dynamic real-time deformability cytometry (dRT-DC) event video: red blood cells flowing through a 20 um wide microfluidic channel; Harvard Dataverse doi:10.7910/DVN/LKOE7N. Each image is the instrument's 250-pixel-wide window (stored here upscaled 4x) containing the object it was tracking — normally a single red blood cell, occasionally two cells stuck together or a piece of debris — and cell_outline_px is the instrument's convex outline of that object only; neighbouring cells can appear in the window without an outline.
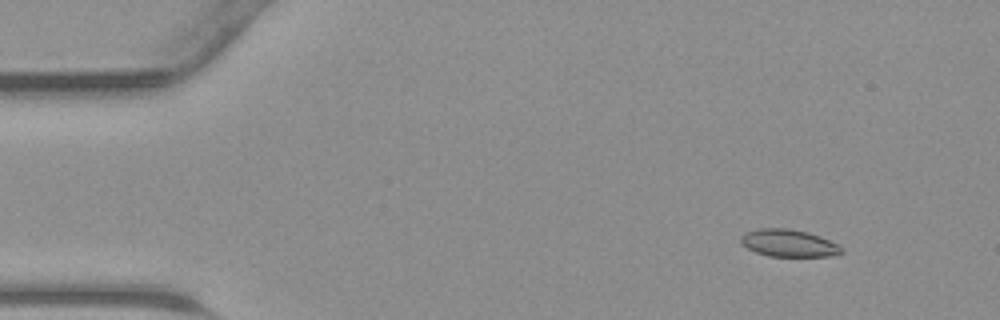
{"species": "common noctule bat (a hibernating species)", "species_latin": "Nyctalus noctula", "temperature_condition": "warm", "stored_images_in_passage": 42, "camera_frame_rate_fps": 3000, "um_per_image_px": 0.085, "animal": {"sex": "male", "body_mass_g": 23.1, "forearm_length_mm": 52.7}, "frame": {"image": 1, "passage_image": 2, "time_ms": 0.333, "image_size_px": [1000, 320], "cell_outline_px": [[844, 252], [832, 256], [768, 256], [756, 252], [740, 244], [740, 236], [744, 232], [756, 228], [788, 228], [808, 232], [820, 236], [840, 244], [844, 248]], "centroid_in_image_um": [67.05, 20.65], "position_along_channel_um": 18.0, "area_um2": 16.36}}
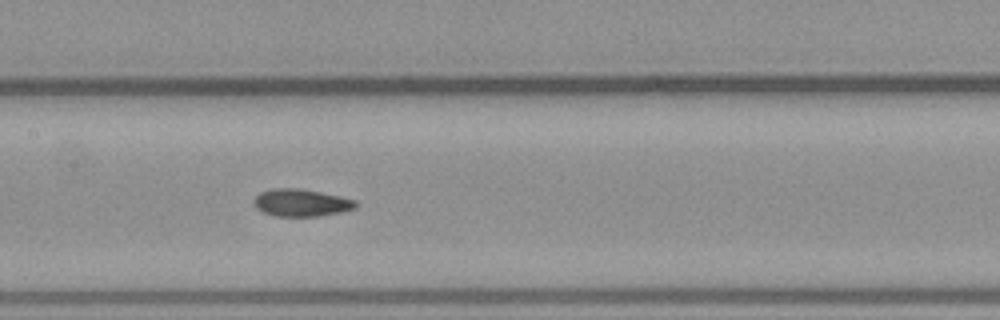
{"frame": {"image": 2, "passage_image": 19, "time_ms": 6.0, "image_size_px": [1000, 320], "cell_outline_px": [[360, 204], [356, 208], [340, 212], [320, 216], [276, 216], [264, 212], [256, 208], [252, 200], [260, 192], [272, 188], [300, 188], [340, 196], [356, 200]], "centroid_in_image_um": [25.62, 17.22], "position_along_channel_um": 181.8, "area_um2": 16.36}}
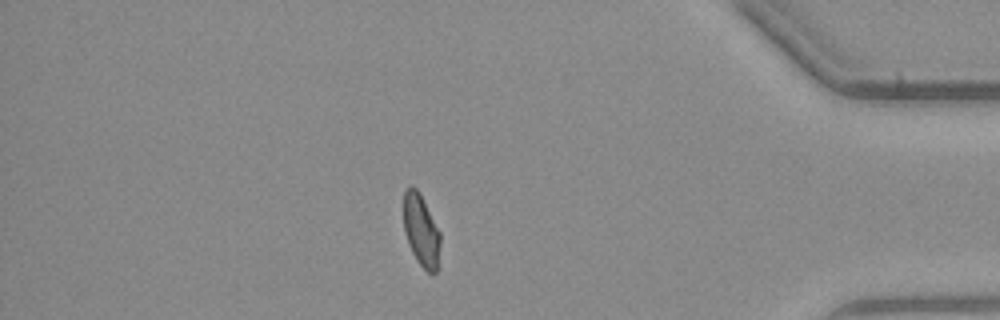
{"frame": {"image": 3, "passage_image": 36, "time_ms": 11.667, "image_size_px": [1000, 320], "cell_outline_px": [[440, 244], [436, 272], [432, 276], [416, 260], [408, 244], [404, 232], [404, 192], [412, 184], [420, 192], [440, 232]], "centroid_in_image_um": [35.79, 19.58], "position_along_channel_um": 399.4, "area_um2": 15.43}}